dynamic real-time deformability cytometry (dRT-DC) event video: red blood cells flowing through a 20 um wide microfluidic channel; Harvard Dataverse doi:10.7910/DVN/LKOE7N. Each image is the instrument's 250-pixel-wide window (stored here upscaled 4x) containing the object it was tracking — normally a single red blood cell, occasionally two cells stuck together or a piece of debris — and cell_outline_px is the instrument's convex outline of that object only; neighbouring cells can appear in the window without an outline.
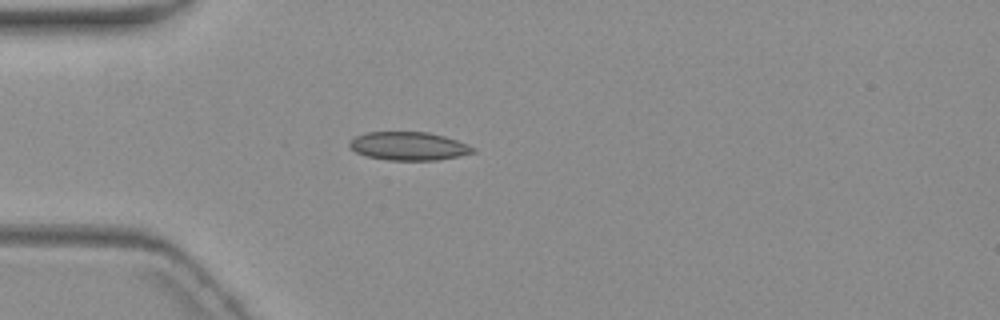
{"species": "common noctule bat (a hibernating species)", "species_latin": "Nyctalus noctula", "temperature_condition": "warm", "stored_images_in_passage": 5, "camera_frame_rate_fps": 3000, "um_per_image_px": 0.085, "animal": {"sex": "female", "body_mass_g": 19.3, "forearm_length_mm": 54.1}, "frame": {"image": 1, "passage_image": 5, "time_ms": 4.667, "image_size_px": [1000, 320], "cell_outline_px": [[476, 152], [460, 156], [436, 160], [388, 160], [368, 156], [356, 152], [348, 144], [348, 140], [356, 136], [368, 132], [428, 132], [444, 136], [468, 144], [476, 148]], "centroid_in_image_um": [34.76, 12.42], "position_along_channel_um": 50.2, "area_um2": 20.4}}